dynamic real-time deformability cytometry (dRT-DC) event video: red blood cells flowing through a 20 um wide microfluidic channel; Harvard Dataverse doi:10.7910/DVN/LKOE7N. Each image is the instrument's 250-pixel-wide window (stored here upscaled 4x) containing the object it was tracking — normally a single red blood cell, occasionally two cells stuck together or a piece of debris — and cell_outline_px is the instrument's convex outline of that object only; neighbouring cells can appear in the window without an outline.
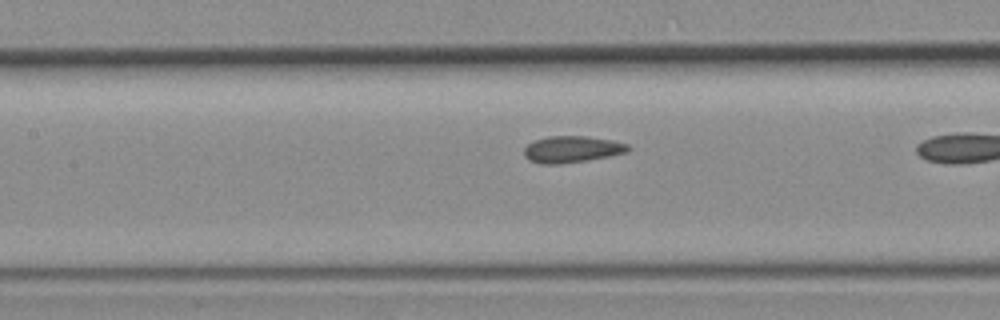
{"species": "common noctule bat (a hibernating species)", "species_latin": "Nyctalus noctula", "temperature_condition": "room temperature", "stored_images_in_passage": 10, "camera_frame_rate_fps": 3000, "um_per_image_px": 0.085, "animal": {"sex": "female", "body_mass_g": 19.3, "forearm_length_mm": 54.1}, "frame": {"image": 1, "passage_image": 9, "time_ms": 2.667, "image_size_px": [1000, 320], "cell_outline_px": [[632, 148], [628, 152], [588, 160], [560, 164], [540, 164], [528, 160], [524, 156], [524, 148], [528, 144], [536, 140], [548, 136], [584, 136], [612, 140], [628, 144]], "centroid_in_image_um": [48.61, 12.69], "position_along_channel_um": 158.8, "area_um2": 16.18}}